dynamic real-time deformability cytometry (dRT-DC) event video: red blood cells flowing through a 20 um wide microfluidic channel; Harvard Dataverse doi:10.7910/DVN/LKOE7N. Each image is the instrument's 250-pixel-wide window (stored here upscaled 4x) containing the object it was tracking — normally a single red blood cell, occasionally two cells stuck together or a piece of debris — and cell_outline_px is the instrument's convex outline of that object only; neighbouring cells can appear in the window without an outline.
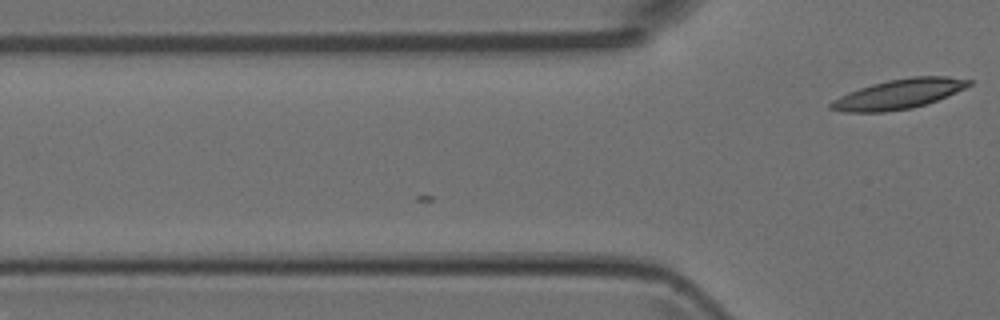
{"species": "Egyptian fruit bat (a non-hibernating species)", "species_latin": "Rousettus aegyptiacus", "temperature_condition": "room temperature", "stored_images_in_passage": 2, "camera_frame_rate_fps": 3000, "um_per_image_px": 0.085, "animal": {"sex": "female"}, "frame": {"image": 1, "passage_image": 2, "time_ms": 2.0, "image_size_px": [1000, 320], "cell_outline_px": [[972, 84], [956, 92], [936, 100], [912, 108], [884, 112], [840, 112], [828, 108], [828, 104], [832, 100], [848, 92], [872, 84], [888, 80], [912, 76], [944, 76], [972, 80]], "centroid_in_image_um": [76.35, 8.0], "position_along_channel_um": 49.5, "area_um2": 23.81}}